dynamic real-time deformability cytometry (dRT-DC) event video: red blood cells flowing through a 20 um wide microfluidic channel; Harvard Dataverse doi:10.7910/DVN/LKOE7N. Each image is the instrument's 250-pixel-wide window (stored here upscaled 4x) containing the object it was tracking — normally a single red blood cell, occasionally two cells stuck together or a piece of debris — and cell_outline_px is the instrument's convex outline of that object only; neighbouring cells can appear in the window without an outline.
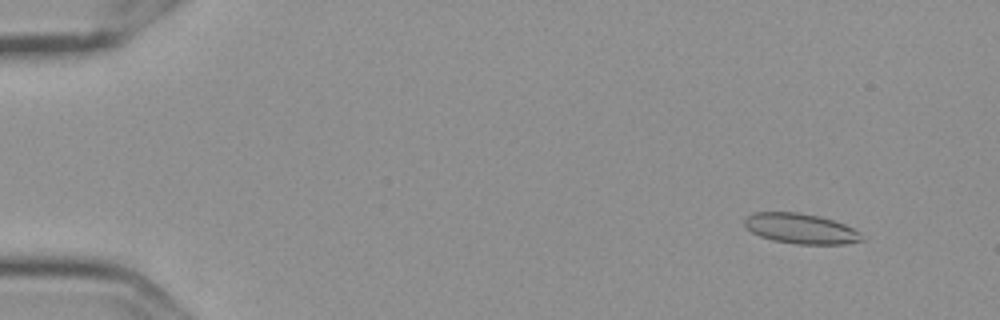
{"species": "Egyptian fruit bat (a non-hibernating species)", "species_latin": "Rousettus aegyptiacus", "temperature_condition": "cold", "stored_images_in_passage": 55, "camera_frame_rate_fps": 3000, "um_per_image_px": 0.085, "frame": {"image": 1, "passage_image": 6, "time_ms": 1.667, "image_size_px": [1000, 320], "cell_outline_px": [[864, 240], [844, 244], [796, 244], [772, 240], [760, 236], [752, 232], [744, 224], [744, 220], [748, 216], [756, 212], [796, 212], [820, 216], [844, 224], [860, 232]], "centroid_in_image_um": [68.07, 19.43], "position_along_channel_um": 16.9, "area_um2": 20.52}}
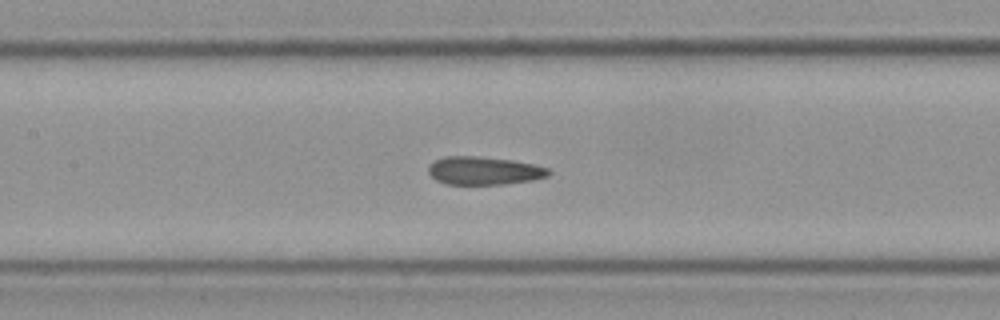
{"frame": {"image": 2, "passage_image": 28, "time_ms": 9.0, "image_size_px": [1000, 320], "cell_outline_px": [[552, 172], [548, 176], [532, 180], [504, 184], [448, 184], [436, 180], [428, 172], [428, 164], [444, 156], [476, 156], [512, 160], [536, 164], [548, 168]], "centroid_in_image_um": [41.15, 14.5], "position_along_channel_um": 166.2, "area_um2": 19.77}}
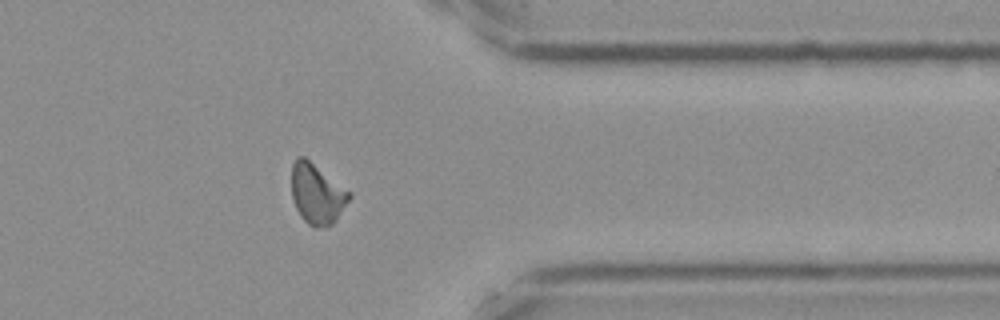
{"frame": {"image": 3, "passage_image": 47, "time_ms": 15.333, "image_size_px": [1000, 320], "cell_outline_px": [[352, 196], [336, 220], [332, 224], [324, 228], [312, 228], [300, 216], [296, 208], [292, 196], [292, 164], [296, 156], [304, 156], [352, 192]], "centroid_in_image_um": [26.96, 16.49], "position_along_channel_um": 384.4, "area_um2": 20.52}, "authors_computed_cell_mechanics": {"area_um2": 20.23, "velocity_mm_per_s": 3.594, "shape_relaxation_time_tau1_ms": null, "shape_relaxation_time_tau2_ms": 2.3866, "deformation_change_tau1": null, "deformation_change_tau2": 0.0803}}